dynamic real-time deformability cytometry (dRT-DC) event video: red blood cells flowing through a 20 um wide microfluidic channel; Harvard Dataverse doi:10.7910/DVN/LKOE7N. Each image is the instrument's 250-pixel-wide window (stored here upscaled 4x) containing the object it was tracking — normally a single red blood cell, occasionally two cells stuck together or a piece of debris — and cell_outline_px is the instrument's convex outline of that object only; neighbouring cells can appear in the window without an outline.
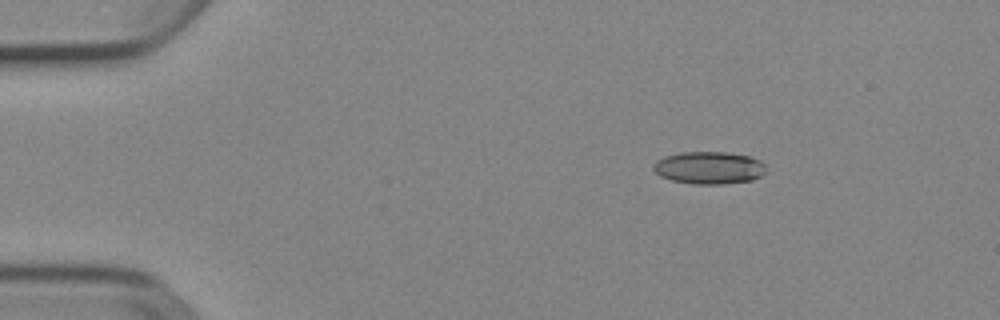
{"species": "Egyptian fruit bat (a non-hibernating species)", "species_latin": "Rousettus aegyptiacus", "temperature_condition": "cold", "stored_images_in_passage": 5, "camera_frame_rate_fps": 3000, "um_per_image_px": 0.085, "animal": {"sex": "female"}, "frame": {"image": 1, "passage_image": 2, "time_ms": 0.333, "image_size_px": [1000, 320], "cell_outline_px": [[768, 168], [760, 176], [752, 180], [724, 184], [692, 184], [672, 180], [660, 176], [652, 168], [652, 164], [656, 160], [664, 156], [680, 152], [724, 152], [748, 156], [760, 160]], "centroid_in_image_um": [60.25, 14.26], "position_along_channel_um": 24.8, "area_um2": 21.44}}
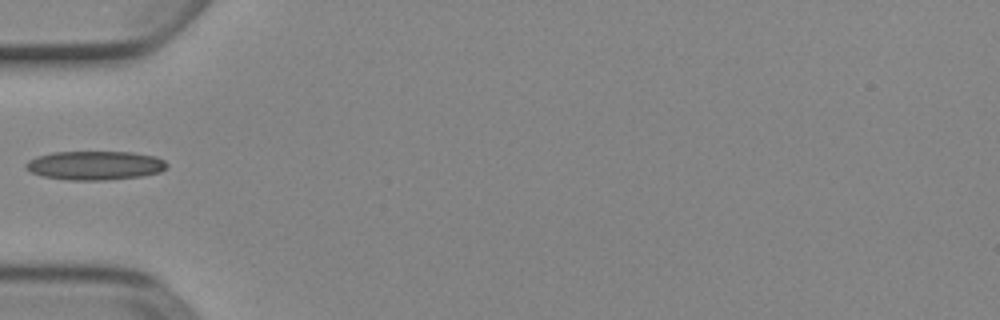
{"frame": {"image": 2, "passage_image": 4, "time_ms": 1.0, "image_size_px": [1000, 320], "cell_outline_px": [[168, 164], [160, 172], [140, 176], [104, 180], [68, 180], [44, 176], [32, 172], [24, 168], [24, 164], [28, 160], [36, 156], [52, 152], [132, 152], [156, 156], [164, 160]], "centroid_in_image_um": [8.05, 14.05], "position_along_channel_um": 77.0, "area_um2": 23.76}}
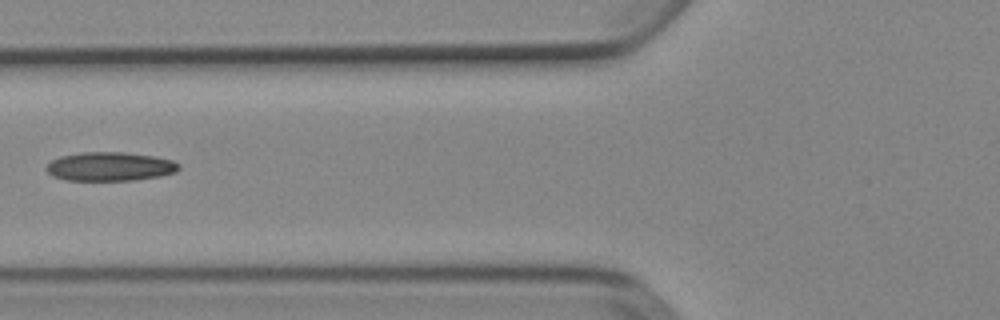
{"frame": {"image": 3, "passage_image": 5, "time_ms": 1.333, "image_size_px": [1000, 320], "cell_outline_px": [[180, 168], [176, 172], [160, 176], [136, 180], [68, 180], [52, 176], [44, 168], [52, 160], [60, 156], [80, 152], [124, 152], [156, 156], [172, 160], [180, 164]], "centroid_in_image_um": [9.36, 14.15], "position_along_channel_um": 116.4, "area_um2": 22.43}}